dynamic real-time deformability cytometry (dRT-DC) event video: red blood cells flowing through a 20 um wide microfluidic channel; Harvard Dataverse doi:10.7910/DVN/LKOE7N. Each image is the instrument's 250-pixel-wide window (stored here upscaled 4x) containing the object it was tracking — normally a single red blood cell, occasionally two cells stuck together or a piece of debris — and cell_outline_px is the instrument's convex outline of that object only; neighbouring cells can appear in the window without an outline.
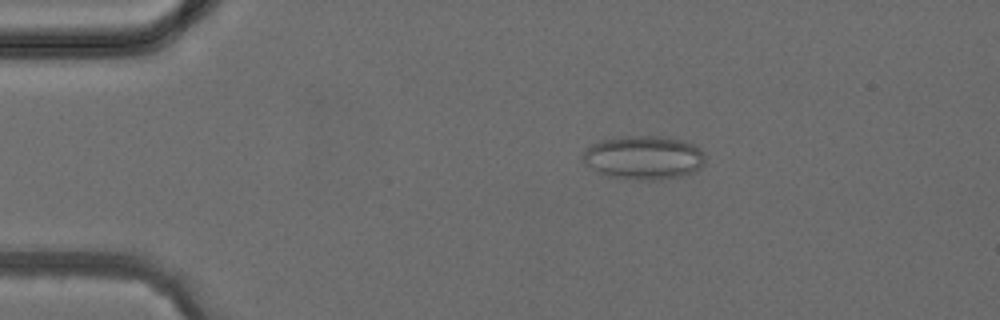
{"species": "common noctule bat (a hibernating species)", "species_latin": "Nyctalus noctula", "temperature_condition": "cold", "stored_images_in_passage": 2, "camera_frame_rate_fps": 3000, "um_per_image_px": 0.085, "animal": {"sex": "female", "body_mass_g": 24.6, "forearm_length_mm": 56.2}, "frame": {"image": 1, "passage_image": 1, "time_ms": 0.0, "image_size_px": [1000, 320], "cell_outline_px": [[704, 164], [700, 168], [692, 172], [680, 176], [656, 180], [640, 180], [604, 176], [596, 172], [584, 164], [580, 160], [580, 156], [592, 144], [600, 140], [620, 136], [664, 136], [684, 140], [700, 148], [704, 156]], "centroid_in_image_um": [54.66, 13.39], "position_along_channel_um": 30.3, "area_um2": 31.62}}